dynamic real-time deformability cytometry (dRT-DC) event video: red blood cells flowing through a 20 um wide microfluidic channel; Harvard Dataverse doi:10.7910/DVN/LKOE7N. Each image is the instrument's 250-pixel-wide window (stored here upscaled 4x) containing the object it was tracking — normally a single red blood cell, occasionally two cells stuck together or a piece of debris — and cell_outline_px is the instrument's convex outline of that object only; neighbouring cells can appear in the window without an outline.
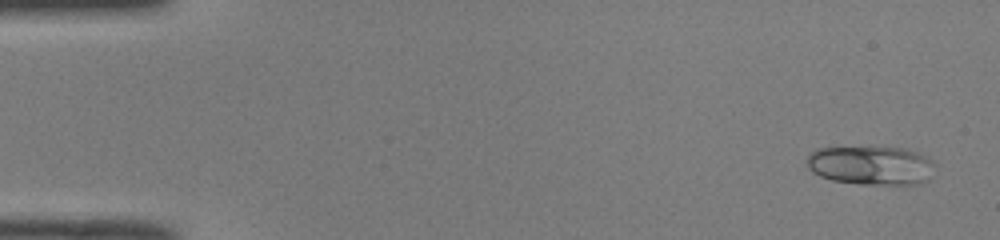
{"species": "common noctule bat (a hibernating species)", "species_latin": "Nyctalus noctula", "temperature_condition": "room temperature", "stored_images_in_passage": 51, "camera_frame_rate_fps": 3000, "um_per_image_px": 0.085, "animal": {"sex": "male", "body_mass_g": 19.0, "forearm_length_mm": 50.8}, "frame": {"image": 1, "passage_image": 3, "time_ms": 0.667, "image_size_px": [1000, 240], "cell_outline_px": [[936, 164], [932, 176], [928, 180], [920, 184], [860, 184], [832, 180], [820, 176], [812, 172], [808, 168], [808, 156], [816, 148], [908, 148], [920, 152], [932, 160]], "centroid_in_image_um": [74.11, 14.07], "position_along_channel_um": 10.9, "area_um2": 29.19}}
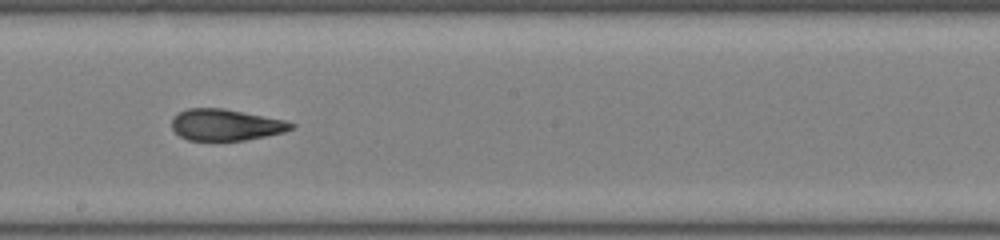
{"frame": {"image": 2, "passage_image": 29, "time_ms": 9.333, "image_size_px": [1000, 240], "cell_outline_px": [[296, 128], [284, 132], [244, 140], [188, 140], [180, 136], [172, 128], [172, 116], [176, 112], [188, 108], [224, 108], [284, 120], [296, 124]], "centroid_in_image_um": [19.17, 10.6], "position_along_channel_um": 229.0, "area_um2": 21.91}}
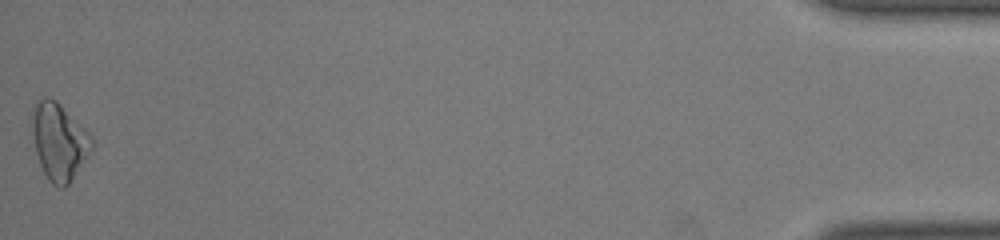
{"frame": {"image": 3, "passage_image": 51, "time_ms": 16.667, "image_size_px": [1000, 240], "cell_outline_px": [[92, 148], [68, 184], [64, 188], [60, 188], [52, 184], [48, 180], [40, 164], [36, 152], [28, 124], [36, 104], [44, 96], [48, 96], [56, 100], [92, 136]], "centroid_in_image_um": [4.96, 12.0], "position_along_channel_um": 430.2, "area_um2": 26.59}, "authors_computed_cell_mechanics": {"area_um2": 23.698, "velocity_mm_per_s": 4.0183, "shape_relaxation_time_tau1_ms": 11.2449, "shape_relaxation_time_tau2_ms": 1.6904, "deformation_change_tau1": 0.2077, "deformation_change_tau2": 0.0818}}